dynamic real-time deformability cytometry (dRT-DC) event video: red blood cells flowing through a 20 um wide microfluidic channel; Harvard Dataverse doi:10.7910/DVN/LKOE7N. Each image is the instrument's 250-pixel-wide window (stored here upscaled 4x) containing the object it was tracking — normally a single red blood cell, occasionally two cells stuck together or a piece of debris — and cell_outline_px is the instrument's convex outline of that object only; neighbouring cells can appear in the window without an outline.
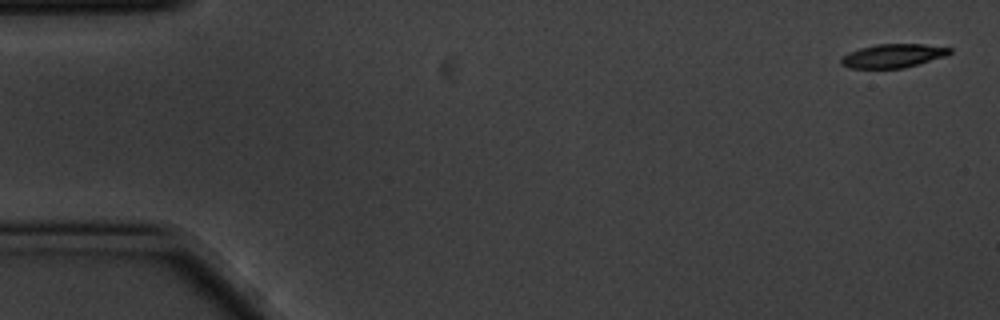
{"species": "common noctule bat (a hibernating species)", "species_latin": "Nyctalus noctula", "temperature_condition": "cold", "stored_images_in_passage": 5, "camera_frame_rate_fps": 3000, "um_per_image_px": 0.085, "animal": {"sex": "male", "body_mass_g": 20.1, "forearm_length_mm": 53.5}, "frame": {"image": 1, "passage_image": 1, "time_ms": 0.0, "image_size_px": [1000, 320], "cell_outline_px": [[952, 52], [948, 56], [904, 68], [848, 68], [840, 64], [840, 60], [848, 52], [860, 48], [876, 44], [924, 44], [952, 48]], "centroid_in_image_um": [75.93, 4.74], "position_along_channel_um": 9.1, "area_um2": 15.14}}
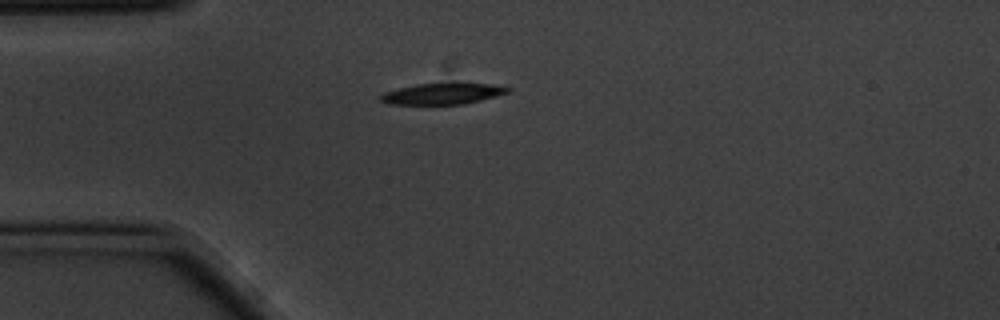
{"frame": {"image": 2, "passage_image": 4, "time_ms": 1.0, "image_size_px": [1000, 320], "cell_outline_px": [[512, 88], [508, 92], [496, 96], [464, 104], [388, 104], [380, 100], [380, 96], [384, 92], [416, 84], [492, 84]], "centroid_in_image_um": [37.6, 7.98], "position_along_channel_um": 47.4, "area_um2": 15.26}}